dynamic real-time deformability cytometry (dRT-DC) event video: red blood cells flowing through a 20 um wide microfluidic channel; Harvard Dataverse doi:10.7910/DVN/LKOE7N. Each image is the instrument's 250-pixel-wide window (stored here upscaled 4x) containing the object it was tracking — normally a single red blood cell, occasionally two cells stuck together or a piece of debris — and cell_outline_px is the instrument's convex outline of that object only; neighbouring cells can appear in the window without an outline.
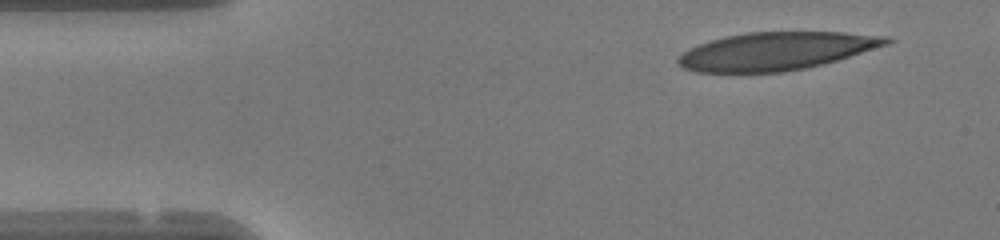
{"species": "human", "species_latin": "Homo sapiens", "temperature_condition": "warm", "stored_images_in_passage": 36, "camera_frame_rate_fps": 3000, "um_per_image_px": 0.085, "donor": {"sex": "female"}, "frame": {"image": 1, "passage_image": 1, "time_ms": 0.0, "image_size_px": [1000, 240], "cell_outline_px": [[896, 40], [888, 44], [836, 60], [804, 68], [784, 72], [696, 72], [684, 68], [676, 60], [688, 48], [724, 36], [748, 32], [840, 32], [888, 36]], "centroid_in_image_um": [65.98, 4.34], "position_along_channel_um": 19.0, "area_um2": 45.66}}
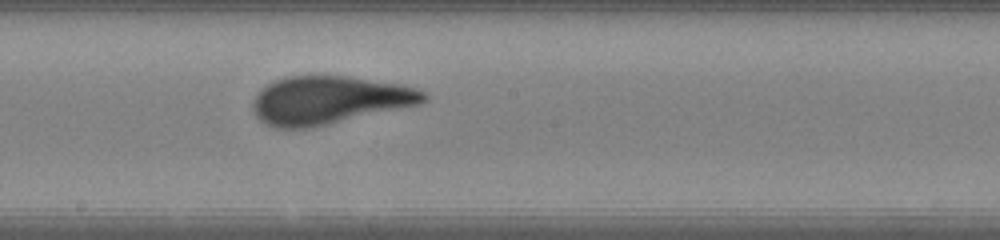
{"frame": {"image": 2, "passage_image": 21, "time_ms": 6.667, "image_size_px": [1000, 240], "cell_outline_px": [[428, 100], [420, 104], [312, 128], [276, 128], [260, 120], [256, 116], [252, 108], [252, 104], [256, 96], [268, 84], [276, 80], [288, 76], [344, 76], [400, 84], [416, 88], [424, 92], [428, 96]], "centroid_in_image_um": [27.99, 8.52], "position_along_channel_um": 220.2, "area_um2": 47.51}}
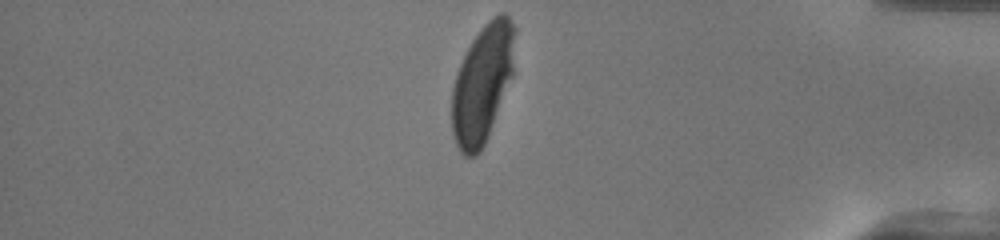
{"frame": {"image": 3, "passage_image": 36, "time_ms": 11.667, "image_size_px": [1000, 240], "cell_outline_px": [[516, 32], [512, 76], [488, 136], [480, 152], [476, 156], [464, 156], [460, 152], [456, 144], [452, 132], [452, 88], [456, 72], [472, 40], [480, 28], [488, 20], [500, 12], [504, 12], [508, 16], [516, 28]], "centroid_in_image_um": [41.0, 7.08], "position_along_channel_um": 394.2, "area_um2": 43.41}, "authors_computed_cell_mechanics": {"area_um2": 47.8006, "velocity_mm_per_s": 4.2026, "shape_relaxation_time_tau1_ms": 4.7446, "shape_relaxation_time_tau2_ms": null, "deformation_change_tau1": 0.2252, "deformation_change_tau2": null}}